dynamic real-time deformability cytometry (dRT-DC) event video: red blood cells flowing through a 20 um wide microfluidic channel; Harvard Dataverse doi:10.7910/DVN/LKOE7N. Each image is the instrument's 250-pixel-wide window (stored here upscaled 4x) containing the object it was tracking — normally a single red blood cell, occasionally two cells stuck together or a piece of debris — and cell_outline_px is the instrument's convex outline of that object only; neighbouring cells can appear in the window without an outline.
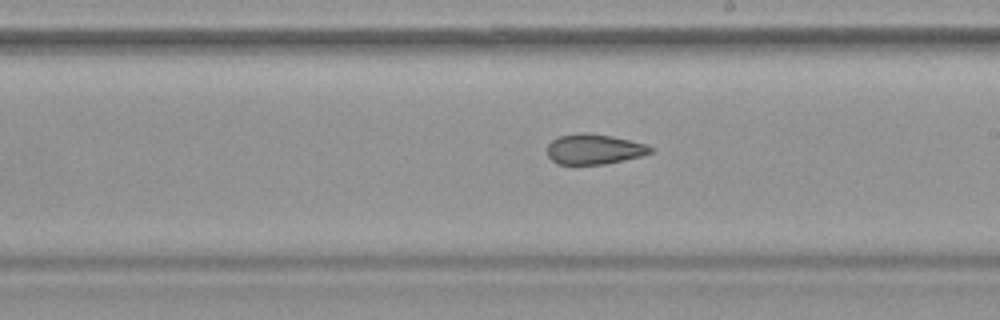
{"species": "common noctule bat (a hibernating species)", "species_latin": "Nyctalus noctula", "temperature_condition": "warm", "stored_images_in_passage": 26, "camera_frame_rate_fps": 3000, "um_per_image_px": 0.085, "animal": {"sex": "female", "body_mass_g": 19.9}, "frame": {"image": 1, "passage_image": 15, "time_ms": 4.667, "image_size_px": [1000, 320], "cell_outline_px": [[652, 152], [640, 156], [624, 160], [604, 164], [556, 164], [548, 156], [548, 144], [552, 140], [560, 136], [584, 132], [588, 132], [612, 136], [644, 144], [652, 148]], "centroid_in_image_um": [50.47, 12.68], "position_along_channel_um": 238.5, "area_um2": 17.98}}
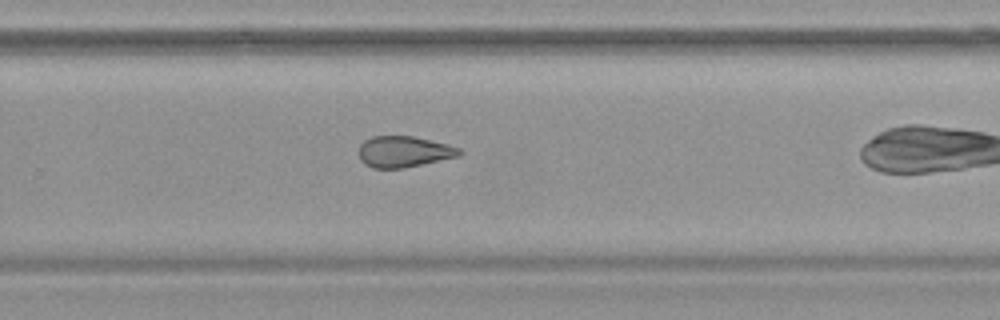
{"frame": {"image": 2, "passage_image": 19, "time_ms": 6.0, "image_size_px": [1000, 320], "cell_outline_px": [[464, 152], [460, 156], [404, 168], [372, 168], [364, 164], [360, 160], [360, 144], [364, 140], [372, 136], [412, 136], [448, 144], [460, 148]], "centroid_in_image_um": [34.34, 12.89], "position_along_channel_um": 295.5, "area_um2": 18.32}}